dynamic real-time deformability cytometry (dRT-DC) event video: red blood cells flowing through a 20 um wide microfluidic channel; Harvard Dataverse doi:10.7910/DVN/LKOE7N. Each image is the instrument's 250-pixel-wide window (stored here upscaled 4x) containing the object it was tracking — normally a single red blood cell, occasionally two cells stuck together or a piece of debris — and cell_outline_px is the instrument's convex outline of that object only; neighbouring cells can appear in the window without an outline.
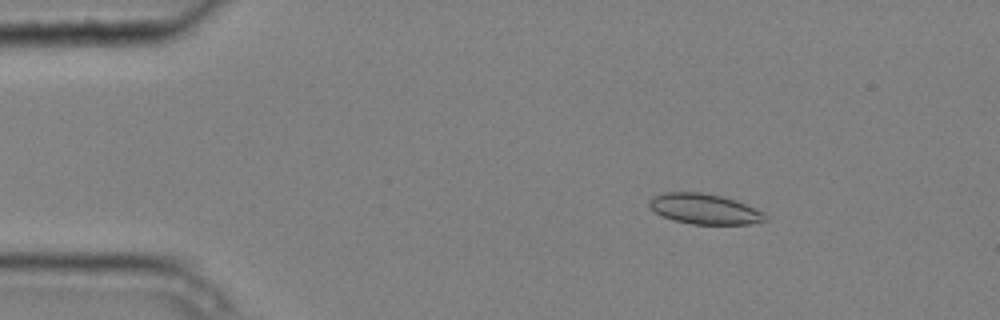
{"species": "common noctule bat (a hibernating species)", "species_latin": "Nyctalus noctula", "temperature_condition": "cold", "stored_images_in_passage": 4, "camera_frame_rate_fps": 3000, "um_per_image_px": 0.085, "animal": {"sex": "male", "body_mass_g": 20.4}, "frame": {"image": 1, "passage_image": 2, "time_ms": 0.333, "image_size_px": [1000, 320], "cell_outline_px": [[768, 220], [752, 224], [692, 224], [672, 220], [656, 212], [648, 204], [648, 200], [652, 196], [664, 192], [700, 192], [720, 196], [736, 200], [764, 212]], "centroid_in_image_um": [59.88, 17.76], "position_along_channel_um": 25.1, "area_um2": 20.52}}